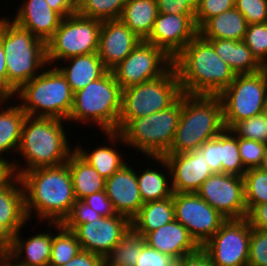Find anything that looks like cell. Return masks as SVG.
<instances>
[{
	"label": "cell",
	"instance_id": "obj_1",
	"mask_svg": "<svg viewBox=\"0 0 267 266\" xmlns=\"http://www.w3.org/2000/svg\"><path fill=\"white\" fill-rule=\"evenodd\" d=\"M183 94L219 96L236 74L214 51L213 46L197 34L174 58Z\"/></svg>",
	"mask_w": 267,
	"mask_h": 266
},
{
	"label": "cell",
	"instance_id": "obj_2",
	"mask_svg": "<svg viewBox=\"0 0 267 266\" xmlns=\"http://www.w3.org/2000/svg\"><path fill=\"white\" fill-rule=\"evenodd\" d=\"M25 210L28 219L32 211L40 220L62 223L76 201L68 164L43 167L22 173Z\"/></svg>",
	"mask_w": 267,
	"mask_h": 266
},
{
	"label": "cell",
	"instance_id": "obj_3",
	"mask_svg": "<svg viewBox=\"0 0 267 266\" xmlns=\"http://www.w3.org/2000/svg\"><path fill=\"white\" fill-rule=\"evenodd\" d=\"M62 119L26 116L18 147V153L25 159L26 166L20 169V164L11 162L13 175L18 177L27 171L54 167L65 164L71 150L67 135L64 132Z\"/></svg>",
	"mask_w": 267,
	"mask_h": 266
},
{
	"label": "cell",
	"instance_id": "obj_4",
	"mask_svg": "<svg viewBox=\"0 0 267 266\" xmlns=\"http://www.w3.org/2000/svg\"><path fill=\"white\" fill-rule=\"evenodd\" d=\"M224 129L219 96L182 94V112L173 143L166 154L193 151Z\"/></svg>",
	"mask_w": 267,
	"mask_h": 266
},
{
	"label": "cell",
	"instance_id": "obj_5",
	"mask_svg": "<svg viewBox=\"0 0 267 266\" xmlns=\"http://www.w3.org/2000/svg\"><path fill=\"white\" fill-rule=\"evenodd\" d=\"M0 41L6 54L8 98H13L48 63L46 42L8 18L0 19Z\"/></svg>",
	"mask_w": 267,
	"mask_h": 266
},
{
	"label": "cell",
	"instance_id": "obj_6",
	"mask_svg": "<svg viewBox=\"0 0 267 266\" xmlns=\"http://www.w3.org/2000/svg\"><path fill=\"white\" fill-rule=\"evenodd\" d=\"M181 112L182 96L165 110L132 119L120 132L105 134L109 142H124L148 157L164 156L173 143Z\"/></svg>",
	"mask_w": 267,
	"mask_h": 266
},
{
	"label": "cell",
	"instance_id": "obj_7",
	"mask_svg": "<svg viewBox=\"0 0 267 266\" xmlns=\"http://www.w3.org/2000/svg\"><path fill=\"white\" fill-rule=\"evenodd\" d=\"M122 89L111 71L74 93L69 120L95 123L105 132H118ZM87 122V123H86Z\"/></svg>",
	"mask_w": 267,
	"mask_h": 266
},
{
	"label": "cell",
	"instance_id": "obj_8",
	"mask_svg": "<svg viewBox=\"0 0 267 266\" xmlns=\"http://www.w3.org/2000/svg\"><path fill=\"white\" fill-rule=\"evenodd\" d=\"M15 95L22 102L21 109L29 117L68 120L73 106L74 93L65 76L57 67L41 71L23 84Z\"/></svg>",
	"mask_w": 267,
	"mask_h": 266
},
{
	"label": "cell",
	"instance_id": "obj_9",
	"mask_svg": "<svg viewBox=\"0 0 267 266\" xmlns=\"http://www.w3.org/2000/svg\"><path fill=\"white\" fill-rule=\"evenodd\" d=\"M182 94L174 66L156 79L122 90V110L118 121V132L132 119L169 108Z\"/></svg>",
	"mask_w": 267,
	"mask_h": 266
},
{
	"label": "cell",
	"instance_id": "obj_10",
	"mask_svg": "<svg viewBox=\"0 0 267 266\" xmlns=\"http://www.w3.org/2000/svg\"><path fill=\"white\" fill-rule=\"evenodd\" d=\"M219 97L223 105L226 129H230L238 121L263 113L267 100L265 69L255 73L236 75L234 81Z\"/></svg>",
	"mask_w": 267,
	"mask_h": 266
},
{
	"label": "cell",
	"instance_id": "obj_11",
	"mask_svg": "<svg viewBox=\"0 0 267 266\" xmlns=\"http://www.w3.org/2000/svg\"><path fill=\"white\" fill-rule=\"evenodd\" d=\"M101 25V20L77 12L63 18L54 35L46 42L48 64L96 53Z\"/></svg>",
	"mask_w": 267,
	"mask_h": 266
},
{
	"label": "cell",
	"instance_id": "obj_12",
	"mask_svg": "<svg viewBox=\"0 0 267 266\" xmlns=\"http://www.w3.org/2000/svg\"><path fill=\"white\" fill-rule=\"evenodd\" d=\"M173 66V59L161 48L141 41L111 72L122 90L156 79Z\"/></svg>",
	"mask_w": 267,
	"mask_h": 266
},
{
	"label": "cell",
	"instance_id": "obj_13",
	"mask_svg": "<svg viewBox=\"0 0 267 266\" xmlns=\"http://www.w3.org/2000/svg\"><path fill=\"white\" fill-rule=\"evenodd\" d=\"M251 234L246 218L228 219L201 248L214 266H247Z\"/></svg>",
	"mask_w": 267,
	"mask_h": 266
},
{
	"label": "cell",
	"instance_id": "obj_14",
	"mask_svg": "<svg viewBox=\"0 0 267 266\" xmlns=\"http://www.w3.org/2000/svg\"><path fill=\"white\" fill-rule=\"evenodd\" d=\"M175 220L202 247L227 220L197 193H173Z\"/></svg>",
	"mask_w": 267,
	"mask_h": 266
},
{
	"label": "cell",
	"instance_id": "obj_15",
	"mask_svg": "<svg viewBox=\"0 0 267 266\" xmlns=\"http://www.w3.org/2000/svg\"><path fill=\"white\" fill-rule=\"evenodd\" d=\"M196 193L227 220L247 216L243 177L213 173Z\"/></svg>",
	"mask_w": 267,
	"mask_h": 266
},
{
	"label": "cell",
	"instance_id": "obj_16",
	"mask_svg": "<svg viewBox=\"0 0 267 266\" xmlns=\"http://www.w3.org/2000/svg\"><path fill=\"white\" fill-rule=\"evenodd\" d=\"M161 163L171 176L173 193H196L202 183L213 174L203 152L197 148L193 151L164 156H150Z\"/></svg>",
	"mask_w": 267,
	"mask_h": 266
},
{
	"label": "cell",
	"instance_id": "obj_17",
	"mask_svg": "<svg viewBox=\"0 0 267 266\" xmlns=\"http://www.w3.org/2000/svg\"><path fill=\"white\" fill-rule=\"evenodd\" d=\"M64 227L75 234L82 250L105 258L130 229L131 220L124 215L115 214L79 226Z\"/></svg>",
	"mask_w": 267,
	"mask_h": 266
},
{
	"label": "cell",
	"instance_id": "obj_18",
	"mask_svg": "<svg viewBox=\"0 0 267 266\" xmlns=\"http://www.w3.org/2000/svg\"><path fill=\"white\" fill-rule=\"evenodd\" d=\"M195 14L158 12L146 42L164 50L172 59L198 34Z\"/></svg>",
	"mask_w": 267,
	"mask_h": 266
},
{
	"label": "cell",
	"instance_id": "obj_19",
	"mask_svg": "<svg viewBox=\"0 0 267 266\" xmlns=\"http://www.w3.org/2000/svg\"><path fill=\"white\" fill-rule=\"evenodd\" d=\"M142 41L120 19L104 20L99 32L97 54L111 71Z\"/></svg>",
	"mask_w": 267,
	"mask_h": 266
},
{
	"label": "cell",
	"instance_id": "obj_20",
	"mask_svg": "<svg viewBox=\"0 0 267 266\" xmlns=\"http://www.w3.org/2000/svg\"><path fill=\"white\" fill-rule=\"evenodd\" d=\"M127 163L105 180V191L117 214L132 220L144 204L140 195L136 171Z\"/></svg>",
	"mask_w": 267,
	"mask_h": 266
},
{
	"label": "cell",
	"instance_id": "obj_21",
	"mask_svg": "<svg viewBox=\"0 0 267 266\" xmlns=\"http://www.w3.org/2000/svg\"><path fill=\"white\" fill-rule=\"evenodd\" d=\"M144 240L151 248L170 255L176 261L201 248L189 231L175 219L157 230L148 232Z\"/></svg>",
	"mask_w": 267,
	"mask_h": 266
},
{
	"label": "cell",
	"instance_id": "obj_22",
	"mask_svg": "<svg viewBox=\"0 0 267 266\" xmlns=\"http://www.w3.org/2000/svg\"><path fill=\"white\" fill-rule=\"evenodd\" d=\"M20 6L13 22L45 42L54 35L63 20L46 0H27Z\"/></svg>",
	"mask_w": 267,
	"mask_h": 266
},
{
	"label": "cell",
	"instance_id": "obj_23",
	"mask_svg": "<svg viewBox=\"0 0 267 266\" xmlns=\"http://www.w3.org/2000/svg\"><path fill=\"white\" fill-rule=\"evenodd\" d=\"M27 221L23 186L20 178L13 175L0 187V224L13 236Z\"/></svg>",
	"mask_w": 267,
	"mask_h": 266
},
{
	"label": "cell",
	"instance_id": "obj_24",
	"mask_svg": "<svg viewBox=\"0 0 267 266\" xmlns=\"http://www.w3.org/2000/svg\"><path fill=\"white\" fill-rule=\"evenodd\" d=\"M19 232L12 236L7 257L18 266H49L53 233H38L22 240ZM22 255H25L24 259H21Z\"/></svg>",
	"mask_w": 267,
	"mask_h": 266
},
{
	"label": "cell",
	"instance_id": "obj_25",
	"mask_svg": "<svg viewBox=\"0 0 267 266\" xmlns=\"http://www.w3.org/2000/svg\"><path fill=\"white\" fill-rule=\"evenodd\" d=\"M68 62L69 66L56 67L65 76L67 83L73 93L83 89L89 83L101 78L108 70L96 53L87 55H79L67 58L64 62Z\"/></svg>",
	"mask_w": 267,
	"mask_h": 266
},
{
	"label": "cell",
	"instance_id": "obj_26",
	"mask_svg": "<svg viewBox=\"0 0 267 266\" xmlns=\"http://www.w3.org/2000/svg\"><path fill=\"white\" fill-rule=\"evenodd\" d=\"M206 40L213 46L216 54L231 67L236 75L255 73L264 69V66L256 59L243 40Z\"/></svg>",
	"mask_w": 267,
	"mask_h": 266
},
{
	"label": "cell",
	"instance_id": "obj_27",
	"mask_svg": "<svg viewBox=\"0 0 267 266\" xmlns=\"http://www.w3.org/2000/svg\"><path fill=\"white\" fill-rule=\"evenodd\" d=\"M248 23L235 7L208 19L199 29L198 34L204 39H244Z\"/></svg>",
	"mask_w": 267,
	"mask_h": 266
},
{
	"label": "cell",
	"instance_id": "obj_28",
	"mask_svg": "<svg viewBox=\"0 0 267 266\" xmlns=\"http://www.w3.org/2000/svg\"><path fill=\"white\" fill-rule=\"evenodd\" d=\"M157 15V0H127L119 19L145 41L153 30Z\"/></svg>",
	"mask_w": 267,
	"mask_h": 266
},
{
	"label": "cell",
	"instance_id": "obj_29",
	"mask_svg": "<svg viewBox=\"0 0 267 266\" xmlns=\"http://www.w3.org/2000/svg\"><path fill=\"white\" fill-rule=\"evenodd\" d=\"M72 178L76 200L105 190V178L94 167L83 160L74 150L66 162Z\"/></svg>",
	"mask_w": 267,
	"mask_h": 266
},
{
	"label": "cell",
	"instance_id": "obj_30",
	"mask_svg": "<svg viewBox=\"0 0 267 266\" xmlns=\"http://www.w3.org/2000/svg\"><path fill=\"white\" fill-rule=\"evenodd\" d=\"M175 219L173 195L163 200L144 203L131 220V226L143 235L157 230Z\"/></svg>",
	"mask_w": 267,
	"mask_h": 266
},
{
	"label": "cell",
	"instance_id": "obj_31",
	"mask_svg": "<svg viewBox=\"0 0 267 266\" xmlns=\"http://www.w3.org/2000/svg\"><path fill=\"white\" fill-rule=\"evenodd\" d=\"M10 98H0V106ZM6 101V102H5ZM0 110V159L4 152L18 151L21 131L27 114L19 104Z\"/></svg>",
	"mask_w": 267,
	"mask_h": 266
},
{
	"label": "cell",
	"instance_id": "obj_32",
	"mask_svg": "<svg viewBox=\"0 0 267 266\" xmlns=\"http://www.w3.org/2000/svg\"><path fill=\"white\" fill-rule=\"evenodd\" d=\"M146 244L144 237L132 226L123 235L120 242L115 245L105 257L107 266H135L142 247Z\"/></svg>",
	"mask_w": 267,
	"mask_h": 266
},
{
	"label": "cell",
	"instance_id": "obj_33",
	"mask_svg": "<svg viewBox=\"0 0 267 266\" xmlns=\"http://www.w3.org/2000/svg\"><path fill=\"white\" fill-rule=\"evenodd\" d=\"M81 147L80 145L75 147V152L105 179L111 177L126 164L122 156L118 154L119 152L114 150L115 148L102 145L89 153L87 149L84 151Z\"/></svg>",
	"mask_w": 267,
	"mask_h": 266
},
{
	"label": "cell",
	"instance_id": "obj_34",
	"mask_svg": "<svg viewBox=\"0 0 267 266\" xmlns=\"http://www.w3.org/2000/svg\"><path fill=\"white\" fill-rule=\"evenodd\" d=\"M52 224L57 227L58 235H53L49 266H62L71 261L82 248L71 230L66 229L61 223L49 222V226H53Z\"/></svg>",
	"mask_w": 267,
	"mask_h": 266
},
{
	"label": "cell",
	"instance_id": "obj_35",
	"mask_svg": "<svg viewBox=\"0 0 267 266\" xmlns=\"http://www.w3.org/2000/svg\"><path fill=\"white\" fill-rule=\"evenodd\" d=\"M164 172L147 168L142 174H136L143 203L163 200L173 195L171 182ZM170 184V185H169Z\"/></svg>",
	"mask_w": 267,
	"mask_h": 266
},
{
	"label": "cell",
	"instance_id": "obj_36",
	"mask_svg": "<svg viewBox=\"0 0 267 266\" xmlns=\"http://www.w3.org/2000/svg\"><path fill=\"white\" fill-rule=\"evenodd\" d=\"M220 160L223 173L243 177L247 171L239 153L238 137L230 129L220 133Z\"/></svg>",
	"mask_w": 267,
	"mask_h": 266
},
{
	"label": "cell",
	"instance_id": "obj_37",
	"mask_svg": "<svg viewBox=\"0 0 267 266\" xmlns=\"http://www.w3.org/2000/svg\"><path fill=\"white\" fill-rule=\"evenodd\" d=\"M127 0H83L77 13L93 19H119Z\"/></svg>",
	"mask_w": 267,
	"mask_h": 266
},
{
	"label": "cell",
	"instance_id": "obj_38",
	"mask_svg": "<svg viewBox=\"0 0 267 266\" xmlns=\"http://www.w3.org/2000/svg\"><path fill=\"white\" fill-rule=\"evenodd\" d=\"M243 178L248 213L255 205L267 203V173L259 168L248 169Z\"/></svg>",
	"mask_w": 267,
	"mask_h": 266
},
{
	"label": "cell",
	"instance_id": "obj_39",
	"mask_svg": "<svg viewBox=\"0 0 267 266\" xmlns=\"http://www.w3.org/2000/svg\"><path fill=\"white\" fill-rule=\"evenodd\" d=\"M230 131L239 138L267 143V120L263 113L236 122Z\"/></svg>",
	"mask_w": 267,
	"mask_h": 266
},
{
	"label": "cell",
	"instance_id": "obj_40",
	"mask_svg": "<svg viewBox=\"0 0 267 266\" xmlns=\"http://www.w3.org/2000/svg\"><path fill=\"white\" fill-rule=\"evenodd\" d=\"M243 41L264 66L267 63V23L248 24Z\"/></svg>",
	"mask_w": 267,
	"mask_h": 266
},
{
	"label": "cell",
	"instance_id": "obj_41",
	"mask_svg": "<svg viewBox=\"0 0 267 266\" xmlns=\"http://www.w3.org/2000/svg\"><path fill=\"white\" fill-rule=\"evenodd\" d=\"M235 7V0H198L195 24L199 29L208 19Z\"/></svg>",
	"mask_w": 267,
	"mask_h": 266
},
{
	"label": "cell",
	"instance_id": "obj_42",
	"mask_svg": "<svg viewBox=\"0 0 267 266\" xmlns=\"http://www.w3.org/2000/svg\"><path fill=\"white\" fill-rule=\"evenodd\" d=\"M238 145L244 168H258L262 162L265 143L238 137Z\"/></svg>",
	"mask_w": 267,
	"mask_h": 266
},
{
	"label": "cell",
	"instance_id": "obj_43",
	"mask_svg": "<svg viewBox=\"0 0 267 266\" xmlns=\"http://www.w3.org/2000/svg\"><path fill=\"white\" fill-rule=\"evenodd\" d=\"M247 266H267V231L252 228Z\"/></svg>",
	"mask_w": 267,
	"mask_h": 266
},
{
	"label": "cell",
	"instance_id": "obj_44",
	"mask_svg": "<svg viewBox=\"0 0 267 266\" xmlns=\"http://www.w3.org/2000/svg\"><path fill=\"white\" fill-rule=\"evenodd\" d=\"M235 8L248 24L267 23V0H235Z\"/></svg>",
	"mask_w": 267,
	"mask_h": 266
},
{
	"label": "cell",
	"instance_id": "obj_45",
	"mask_svg": "<svg viewBox=\"0 0 267 266\" xmlns=\"http://www.w3.org/2000/svg\"><path fill=\"white\" fill-rule=\"evenodd\" d=\"M102 216L85 204L82 200H76L70 214L61 223L63 226H79L87 222L96 221Z\"/></svg>",
	"mask_w": 267,
	"mask_h": 266
},
{
	"label": "cell",
	"instance_id": "obj_46",
	"mask_svg": "<svg viewBox=\"0 0 267 266\" xmlns=\"http://www.w3.org/2000/svg\"><path fill=\"white\" fill-rule=\"evenodd\" d=\"M175 264L176 260L170 255L161 253L145 244L135 266H174Z\"/></svg>",
	"mask_w": 267,
	"mask_h": 266
},
{
	"label": "cell",
	"instance_id": "obj_47",
	"mask_svg": "<svg viewBox=\"0 0 267 266\" xmlns=\"http://www.w3.org/2000/svg\"><path fill=\"white\" fill-rule=\"evenodd\" d=\"M199 149L203 152L213 173H222V164L220 160V133L209 141H205Z\"/></svg>",
	"mask_w": 267,
	"mask_h": 266
},
{
	"label": "cell",
	"instance_id": "obj_48",
	"mask_svg": "<svg viewBox=\"0 0 267 266\" xmlns=\"http://www.w3.org/2000/svg\"><path fill=\"white\" fill-rule=\"evenodd\" d=\"M198 0H157L158 12L165 14H195Z\"/></svg>",
	"mask_w": 267,
	"mask_h": 266
},
{
	"label": "cell",
	"instance_id": "obj_49",
	"mask_svg": "<svg viewBox=\"0 0 267 266\" xmlns=\"http://www.w3.org/2000/svg\"><path fill=\"white\" fill-rule=\"evenodd\" d=\"M82 201L85 204L89 205L102 217H109V216H114L115 214H117L105 190L99 191L97 193H93L83 198Z\"/></svg>",
	"mask_w": 267,
	"mask_h": 266
},
{
	"label": "cell",
	"instance_id": "obj_50",
	"mask_svg": "<svg viewBox=\"0 0 267 266\" xmlns=\"http://www.w3.org/2000/svg\"><path fill=\"white\" fill-rule=\"evenodd\" d=\"M105 264L103 256L81 250L71 261L62 266H105Z\"/></svg>",
	"mask_w": 267,
	"mask_h": 266
},
{
	"label": "cell",
	"instance_id": "obj_51",
	"mask_svg": "<svg viewBox=\"0 0 267 266\" xmlns=\"http://www.w3.org/2000/svg\"><path fill=\"white\" fill-rule=\"evenodd\" d=\"M250 226L267 231V203L255 205L246 216Z\"/></svg>",
	"mask_w": 267,
	"mask_h": 266
},
{
	"label": "cell",
	"instance_id": "obj_52",
	"mask_svg": "<svg viewBox=\"0 0 267 266\" xmlns=\"http://www.w3.org/2000/svg\"><path fill=\"white\" fill-rule=\"evenodd\" d=\"M176 264L177 266H214L202 248L195 253L183 256L176 261Z\"/></svg>",
	"mask_w": 267,
	"mask_h": 266
},
{
	"label": "cell",
	"instance_id": "obj_53",
	"mask_svg": "<svg viewBox=\"0 0 267 266\" xmlns=\"http://www.w3.org/2000/svg\"><path fill=\"white\" fill-rule=\"evenodd\" d=\"M5 57L6 54L0 41V98H8V75Z\"/></svg>",
	"mask_w": 267,
	"mask_h": 266
},
{
	"label": "cell",
	"instance_id": "obj_54",
	"mask_svg": "<svg viewBox=\"0 0 267 266\" xmlns=\"http://www.w3.org/2000/svg\"><path fill=\"white\" fill-rule=\"evenodd\" d=\"M51 9L63 18L77 12V8L69 0H46Z\"/></svg>",
	"mask_w": 267,
	"mask_h": 266
},
{
	"label": "cell",
	"instance_id": "obj_55",
	"mask_svg": "<svg viewBox=\"0 0 267 266\" xmlns=\"http://www.w3.org/2000/svg\"><path fill=\"white\" fill-rule=\"evenodd\" d=\"M12 236L0 224V255L7 256L11 247Z\"/></svg>",
	"mask_w": 267,
	"mask_h": 266
},
{
	"label": "cell",
	"instance_id": "obj_56",
	"mask_svg": "<svg viewBox=\"0 0 267 266\" xmlns=\"http://www.w3.org/2000/svg\"><path fill=\"white\" fill-rule=\"evenodd\" d=\"M13 176L11 161L0 159V187Z\"/></svg>",
	"mask_w": 267,
	"mask_h": 266
},
{
	"label": "cell",
	"instance_id": "obj_57",
	"mask_svg": "<svg viewBox=\"0 0 267 266\" xmlns=\"http://www.w3.org/2000/svg\"><path fill=\"white\" fill-rule=\"evenodd\" d=\"M261 171L267 173V143H265V148H264V154L262 158V162L260 166L258 167Z\"/></svg>",
	"mask_w": 267,
	"mask_h": 266
},
{
	"label": "cell",
	"instance_id": "obj_58",
	"mask_svg": "<svg viewBox=\"0 0 267 266\" xmlns=\"http://www.w3.org/2000/svg\"><path fill=\"white\" fill-rule=\"evenodd\" d=\"M0 266H18L12 262L7 256H4L0 259Z\"/></svg>",
	"mask_w": 267,
	"mask_h": 266
},
{
	"label": "cell",
	"instance_id": "obj_59",
	"mask_svg": "<svg viewBox=\"0 0 267 266\" xmlns=\"http://www.w3.org/2000/svg\"><path fill=\"white\" fill-rule=\"evenodd\" d=\"M76 8L82 3L83 0H69Z\"/></svg>",
	"mask_w": 267,
	"mask_h": 266
},
{
	"label": "cell",
	"instance_id": "obj_60",
	"mask_svg": "<svg viewBox=\"0 0 267 266\" xmlns=\"http://www.w3.org/2000/svg\"><path fill=\"white\" fill-rule=\"evenodd\" d=\"M263 114H264V116H265V118L267 120V100H266V103L264 105Z\"/></svg>",
	"mask_w": 267,
	"mask_h": 266
},
{
	"label": "cell",
	"instance_id": "obj_61",
	"mask_svg": "<svg viewBox=\"0 0 267 266\" xmlns=\"http://www.w3.org/2000/svg\"><path fill=\"white\" fill-rule=\"evenodd\" d=\"M264 69H265V71L267 73V63L264 65Z\"/></svg>",
	"mask_w": 267,
	"mask_h": 266
}]
</instances>
